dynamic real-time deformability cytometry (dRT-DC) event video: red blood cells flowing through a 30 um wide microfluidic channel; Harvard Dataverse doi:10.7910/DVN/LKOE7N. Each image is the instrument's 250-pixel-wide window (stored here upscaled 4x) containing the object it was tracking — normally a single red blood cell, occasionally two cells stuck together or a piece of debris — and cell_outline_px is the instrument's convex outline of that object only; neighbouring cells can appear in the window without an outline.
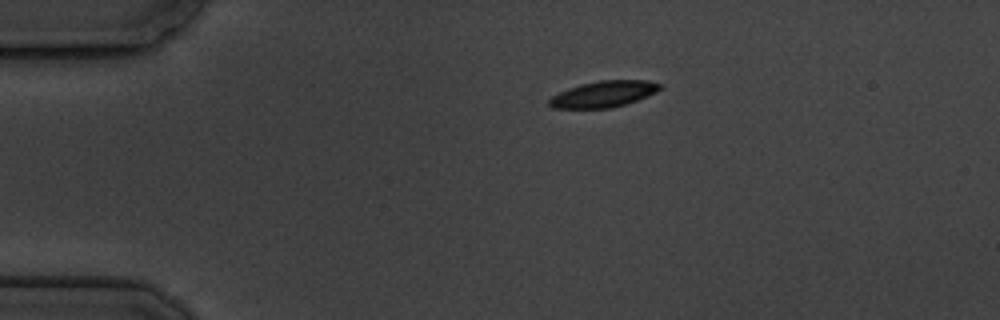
{"species": "common noctule bat (a hibernating species)", "species_latin": "Nyctalus noctula", "temperature_condition": "cold", "stored_images_in_passage": 5, "camera_frame_rate_fps": 3000, "um_per_image_px": 0.085, "animal": {"sex": "male", "body_mass_g": 19.5, "forearm_length_mm": 54.6}, "frame": {"image": 1, "passage_image": 1, "time_ms": 0.0, "image_size_px": [1000, 320], "cell_outline_px": [[664, 84], [656, 92], [636, 100], [612, 108], [552, 108], [548, 104], [548, 100], [552, 96], [568, 88], [580, 84], [600, 80], [648, 80]], "centroid_in_image_um": [51.3, 7.99], "position_along_channel_um": 33.7, "area_um2": 16.88}}
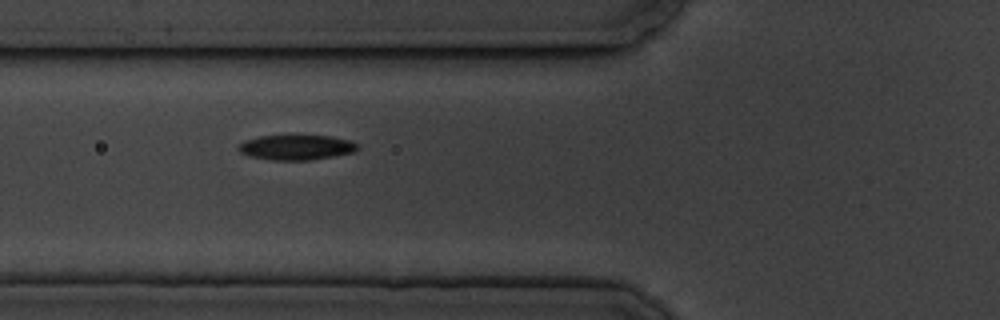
{"frame": {"image": 2, "passage_image": 4, "time_ms": 3.333, "image_size_px": [1000, 320], "cell_outline_px": [[360, 148], [356, 152], [312, 160], [272, 160], [248, 156], [240, 152], [236, 148], [244, 140], [260, 136], [332, 136], [352, 140], [360, 144]], "centroid_in_image_um": [25.25, 12.53], "position_along_channel_um": 100.6, "area_um2": 17.63}}
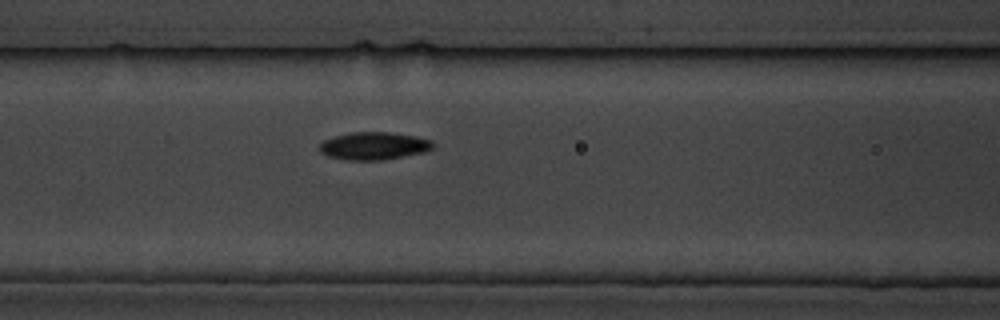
{"frame": {"image": 3, "passage_image": 5, "time_ms": 4.333, "image_size_px": [1000, 320], "cell_outline_px": [[432, 148], [424, 152], [384, 160], [344, 160], [328, 156], [320, 152], [316, 148], [324, 140], [336, 136], [352, 132], [388, 132], [416, 136], [432, 140]], "centroid_in_image_um": [31.74, 12.41], "position_along_channel_um": 134.9, "area_um2": 18.32}}